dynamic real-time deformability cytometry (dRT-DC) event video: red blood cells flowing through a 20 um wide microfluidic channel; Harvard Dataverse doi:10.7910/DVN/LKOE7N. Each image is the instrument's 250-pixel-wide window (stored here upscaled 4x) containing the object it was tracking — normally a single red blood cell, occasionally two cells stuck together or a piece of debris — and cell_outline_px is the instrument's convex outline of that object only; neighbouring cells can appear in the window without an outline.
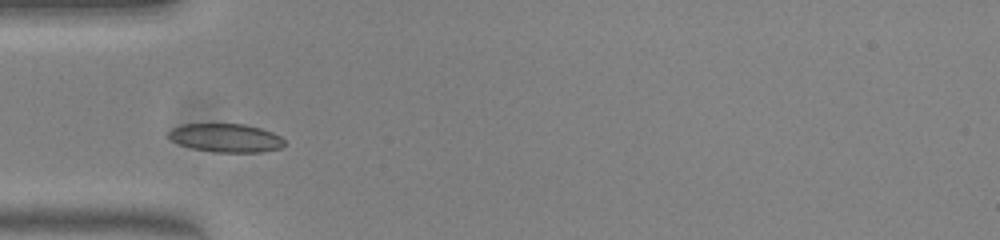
{"species": "common noctule bat (a hibernating species)", "species_latin": "Nyctalus noctula", "temperature_condition": "warm", "stored_images_in_passage": 36, "camera_frame_rate_fps": 3000, "um_per_image_px": 0.085, "animal": {"sex": "female", "body_mass_g": 23.0, "forearm_length_mm": 53.4}, "frame": {"image": 1, "passage_image": 1, "time_ms": 0.0, "image_size_px": [1000, 240], "cell_outline_px": [[284, 144], [280, 148], [260, 152], [216, 152], [192, 148], [180, 144], [172, 140], [168, 136], [168, 132], [172, 128], [184, 124], [244, 124], [260, 128], [272, 132], [280, 136], [284, 140]], "centroid_in_image_um": [19.2, 11.72], "position_along_channel_um": 65.8, "area_um2": 19.07}}
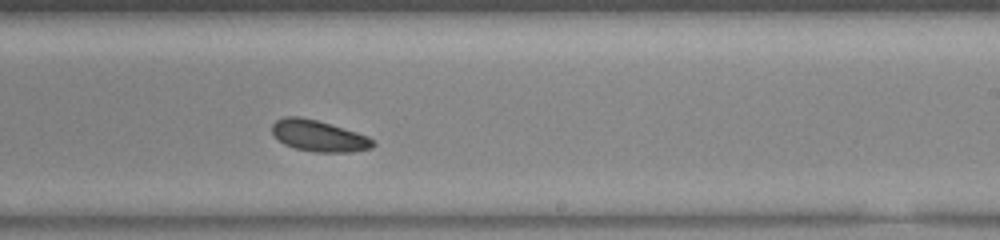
{"frame": {"image": 2, "passage_image": 16, "time_ms": 5.0, "image_size_px": [1000, 240], "cell_outline_px": [[376, 144], [372, 148], [352, 152], [316, 152], [296, 148], [284, 144], [272, 132], [272, 124], [276, 120], [284, 116], [300, 116], [316, 120], [344, 128], [368, 136]], "centroid_in_image_um": [27.1, 11.54], "position_along_channel_um": 261.9, "area_um2": 18.26}}
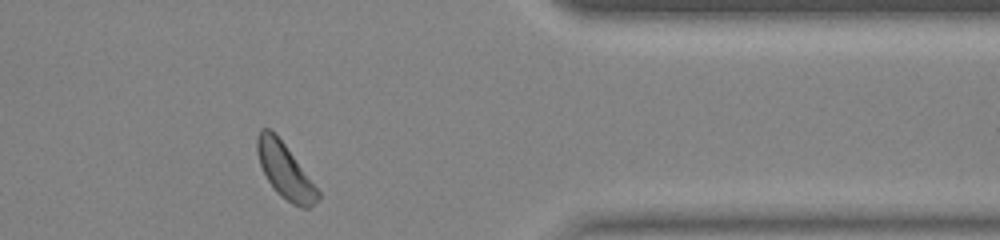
{"frame": {"image": 3, "passage_image": 27, "time_ms": 8.667, "image_size_px": [1000, 240], "cell_outline_px": [[320, 200], [308, 208], [304, 208], [292, 204], [280, 196], [276, 192], [268, 180], [260, 164], [256, 152], [256, 136], [260, 128], [268, 128], [284, 144], [320, 192]], "centroid_in_image_um": [24.21, 14.54], "position_along_channel_um": 387.2, "area_um2": 19.13}}